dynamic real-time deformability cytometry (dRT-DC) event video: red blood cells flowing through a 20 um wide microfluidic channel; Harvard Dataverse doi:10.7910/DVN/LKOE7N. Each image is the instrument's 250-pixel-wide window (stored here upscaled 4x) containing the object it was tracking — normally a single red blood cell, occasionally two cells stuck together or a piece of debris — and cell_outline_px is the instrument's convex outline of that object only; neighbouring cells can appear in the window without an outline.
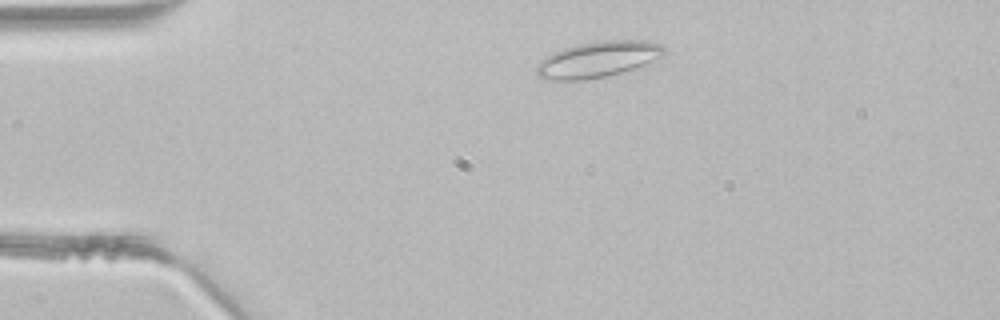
{"species": "common noctule bat (a hibernating species)", "species_latin": "Nyctalus noctula", "temperature_condition": "room temperature", "stored_images_in_passage": 37, "segment_of_instrument_passage": [1, 2], "camera_frame_rate_fps": 3000, "um_per_image_px": 0.085, "animal": {"sex": "male", "body_mass_g": 21.5, "forearm_length_mm": 52.0}, "frame": {"image": 1, "passage_image": 1, "time_ms": 0.0, "image_size_px": [1000, 320], "cell_outline_px": [[664, 56], [644, 64], [620, 72], [604, 76], [584, 80], [540, 80], [536, 76], [536, 64], [540, 60], [552, 52], [576, 44], [604, 40], [644, 40], [660, 44], [664, 48]], "centroid_in_image_um": [50.74, 5.05], "position_along_channel_um": 34.3, "area_um2": 26.76}}
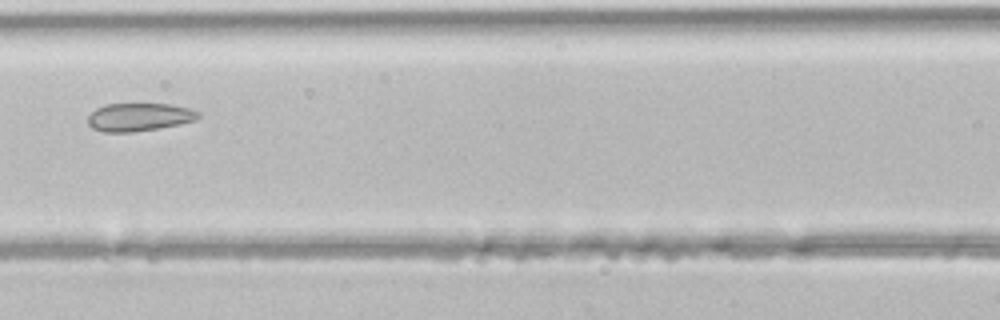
{"frame": {"image": 2, "passage_image": 12, "time_ms": 3.667, "image_size_px": [1000, 320], "cell_outline_px": [[200, 116], [196, 120], [180, 124], [132, 132], [104, 132], [92, 128], [88, 124], [88, 116], [96, 108], [104, 104], [172, 104], [188, 108], [200, 112]], "centroid_in_image_um": [11.82, 9.94], "position_along_channel_um": 154.8, "area_um2": 18.03}}
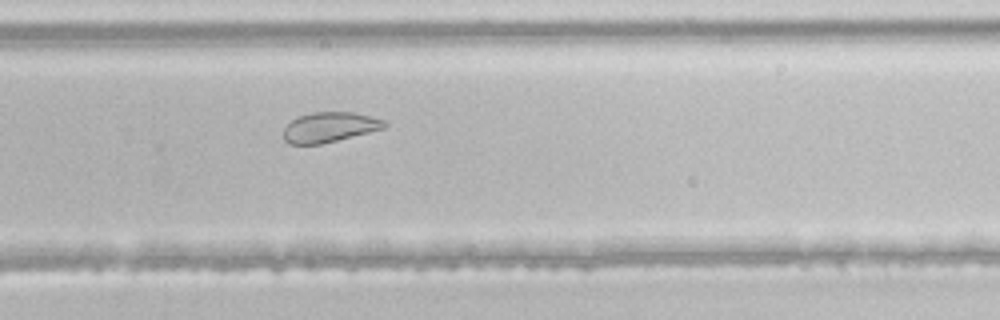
{"frame": {"image": 3, "passage_image": 22, "time_ms": 7.0, "image_size_px": [1000, 320], "cell_outline_px": [[388, 124], [384, 128], [320, 144], [288, 144], [284, 140], [284, 128], [292, 120], [300, 116], [312, 112], [352, 112], [372, 116], [384, 120]], "centroid_in_image_um": [28.01, 10.8], "position_along_channel_um": 301.8, "area_um2": 17.46}}